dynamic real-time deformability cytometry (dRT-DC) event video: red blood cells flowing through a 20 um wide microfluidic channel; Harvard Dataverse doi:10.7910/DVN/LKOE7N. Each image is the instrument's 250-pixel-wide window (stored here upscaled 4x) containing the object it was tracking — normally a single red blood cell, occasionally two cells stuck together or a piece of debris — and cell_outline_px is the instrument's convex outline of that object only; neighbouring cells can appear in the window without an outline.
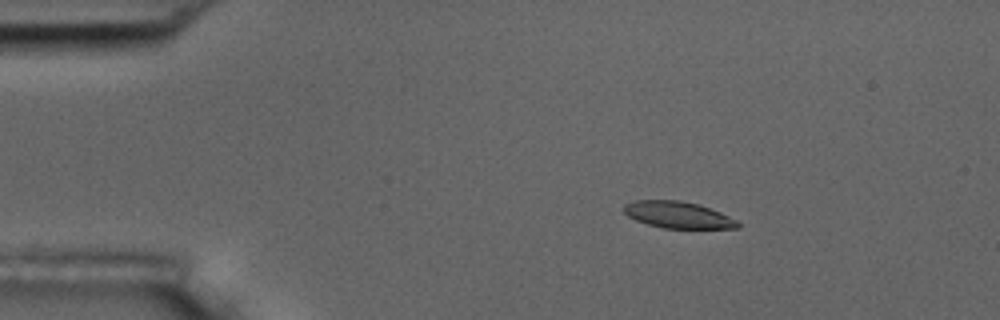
{"species": "common noctule bat (a hibernating species)", "species_latin": "Nyctalus noctula", "temperature_condition": "room temperature", "stored_images_in_passage": 46, "camera_frame_rate_fps": 3000, "um_per_image_px": 0.085, "animal": {"sex": "male", "body_mass_g": 17.5, "forearm_length_mm": 52.3}, "frame": {"image": 1, "passage_image": 1, "time_ms": 0.0, "image_size_px": [1000, 320], "cell_outline_px": [[740, 228], [664, 228], [648, 224], [636, 220], [628, 216], [624, 212], [624, 204], [636, 200], [680, 200], [700, 204], [720, 212], [736, 220], [740, 224]], "centroid_in_image_um": [57.63, 18.25], "position_along_channel_um": 27.4, "area_um2": 17.63}}
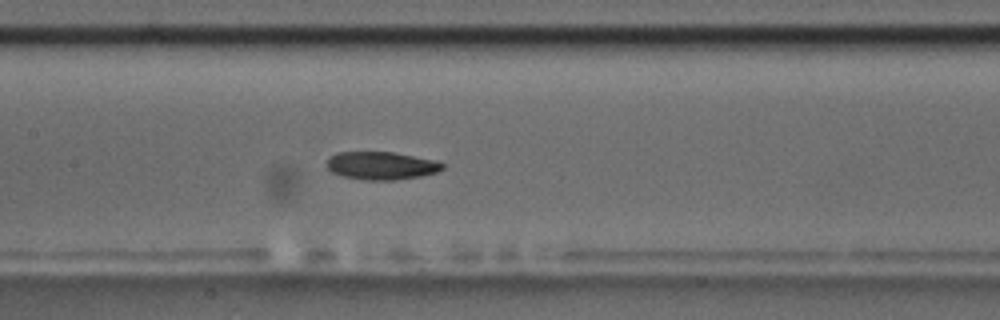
{"frame": {"image": 2, "passage_image": 18, "time_ms": 5.667, "image_size_px": [1000, 320], "cell_outline_px": [[444, 168], [436, 172], [420, 176], [396, 180], [368, 180], [344, 176], [332, 172], [328, 168], [328, 160], [336, 152], [392, 152], [432, 160], [444, 164]], "centroid_in_image_um": [32.41, 14.08], "position_along_channel_um": 175.0, "area_um2": 18.44}}
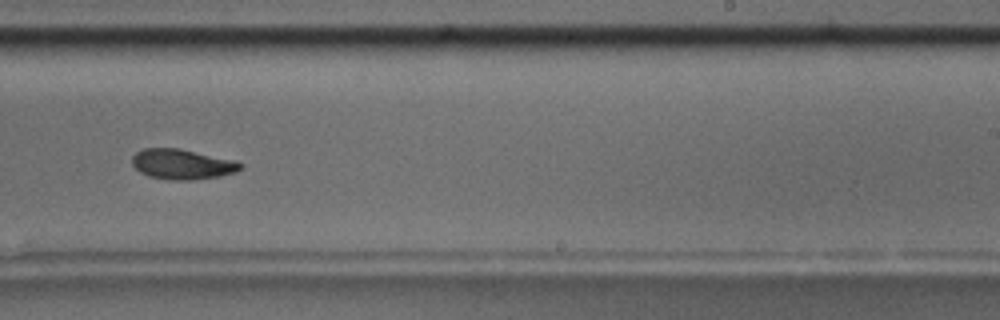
{"frame": {"image": 3, "passage_image": 26, "time_ms": 8.333, "image_size_px": [1000, 320], "cell_outline_px": [[244, 168], [236, 172], [220, 176], [192, 180], [176, 180], [148, 176], [140, 172], [132, 164], [132, 156], [136, 152], [144, 148], [180, 148], [236, 160], [244, 164]], "centroid_in_image_um": [15.53, 13.95], "position_along_channel_um": 273.5, "area_um2": 19.25}, "authors_computed_cell_mechanics": {"area_um2": 19.3919, "velocity_mm_per_s": 3.7137, "shape_relaxation_time_tau1_ms": 4.1567, "shape_relaxation_time_tau2_ms": 6.1631, "deformation_change_tau1": 0.1488, "deformation_change_tau2": 0.1266}}